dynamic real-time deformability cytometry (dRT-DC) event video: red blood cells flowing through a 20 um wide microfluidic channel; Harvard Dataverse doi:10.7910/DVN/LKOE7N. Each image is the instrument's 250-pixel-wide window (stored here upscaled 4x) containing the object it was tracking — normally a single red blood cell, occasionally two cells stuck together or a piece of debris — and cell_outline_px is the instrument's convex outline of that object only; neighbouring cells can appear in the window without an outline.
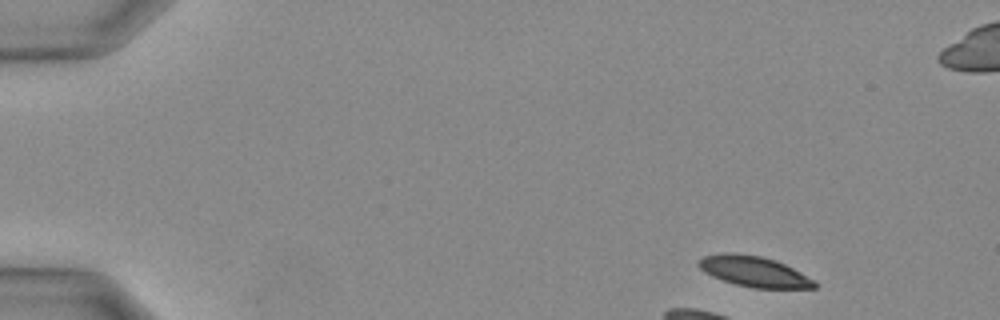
{"species": "Egyptian fruit bat (a non-hibernating species)", "species_latin": "Rousettus aegyptiacus", "temperature_condition": "warm", "stored_images_in_passage": 19, "camera_frame_rate_fps": 3000, "um_per_image_px": 0.085, "animal": {"sex": "female"}, "frame": {"image": 1, "passage_image": 1, "time_ms": 0.0, "image_size_px": [1000, 320], "cell_outline_px": [[816, 288], [752, 288], [736, 284], [712, 276], [704, 272], [696, 264], [704, 256], [724, 252], [732, 252], [760, 256], [776, 260], [816, 280]], "centroid_in_image_um": [64.09, 23.07], "position_along_channel_um": 20.9, "area_um2": 20.58}}